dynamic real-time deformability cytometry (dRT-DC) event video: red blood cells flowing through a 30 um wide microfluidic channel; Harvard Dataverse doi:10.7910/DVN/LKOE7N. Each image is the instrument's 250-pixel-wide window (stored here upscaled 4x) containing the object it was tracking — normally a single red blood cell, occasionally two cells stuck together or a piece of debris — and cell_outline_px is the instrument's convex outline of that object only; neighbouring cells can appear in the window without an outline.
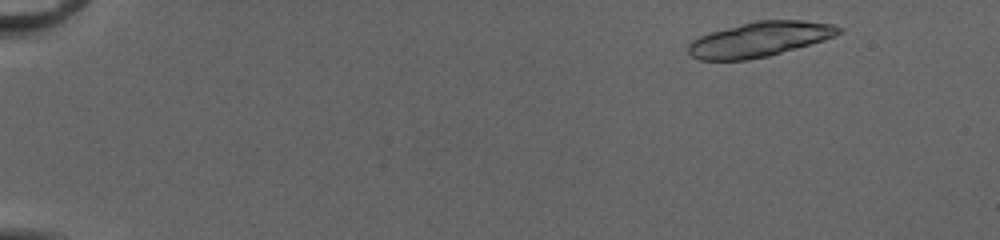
{"species": "common noctule bat (a hibernating species)", "species_latin": "Nyctalus noctula", "temperature_condition": "cold", "stored_images_in_passage": 19, "camera_frame_rate_fps": 3000, "um_per_image_px": 0.085, "animal": {"sex": "female", "body_mass_g": 20.0, "forearm_length_mm": 54.0}, "frame": {"image": 1, "passage_image": 4, "time_ms": 1.0, "image_size_px": [1000, 240], "cell_outline_px": [[844, 32], [836, 36], [824, 40], [768, 56], [748, 60], [700, 60], [692, 56], [688, 52], [688, 44], [692, 40], [700, 36], [712, 32], [740, 24], [756, 20], [804, 20], [832, 24], [844, 28]], "centroid_in_image_um": [64.61, 3.34], "position_along_channel_um": 20.4, "area_um2": 30.58}}